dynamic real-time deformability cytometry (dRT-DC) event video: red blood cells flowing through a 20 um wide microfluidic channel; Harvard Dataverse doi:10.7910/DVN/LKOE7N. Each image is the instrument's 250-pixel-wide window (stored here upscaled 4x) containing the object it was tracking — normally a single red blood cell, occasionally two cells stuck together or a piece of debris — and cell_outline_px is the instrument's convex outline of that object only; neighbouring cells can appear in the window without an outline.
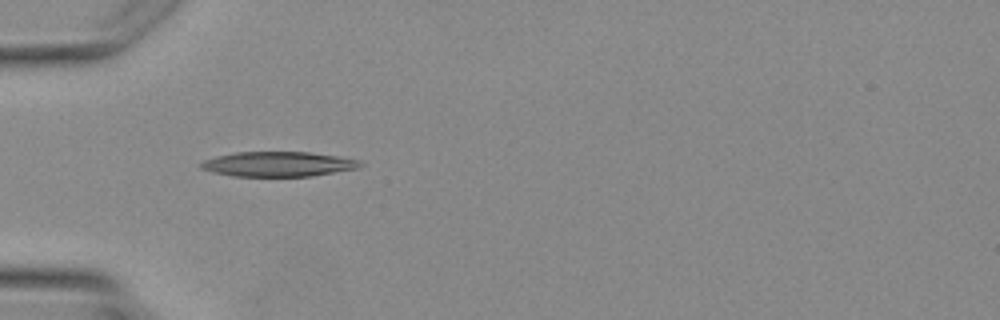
{"species": "Egyptian fruit bat (a non-hibernating species)", "species_latin": "Rousettus aegyptiacus", "temperature_condition": "warm", "stored_images_in_passage": 1, "camera_frame_rate_fps": 3000, "um_per_image_px": 0.085, "animal": {"sex": "female"}, "frame": {"image": 1, "passage_image": 1, "time_ms": 0.0, "image_size_px": [1000, 320], "cell_outline_px": [[364, 164], [360, 168], [312, 176], [232, 176], [212, 172], [200, 168], [200, 164], [204, 160], [216, 156], [236, 152], [308, 152], [336, 156], [360, 160]], "centroid_in_image_um": [23.66, 13.95], "position_along_channel_um": 61.3, "area_um2": 23.12}}